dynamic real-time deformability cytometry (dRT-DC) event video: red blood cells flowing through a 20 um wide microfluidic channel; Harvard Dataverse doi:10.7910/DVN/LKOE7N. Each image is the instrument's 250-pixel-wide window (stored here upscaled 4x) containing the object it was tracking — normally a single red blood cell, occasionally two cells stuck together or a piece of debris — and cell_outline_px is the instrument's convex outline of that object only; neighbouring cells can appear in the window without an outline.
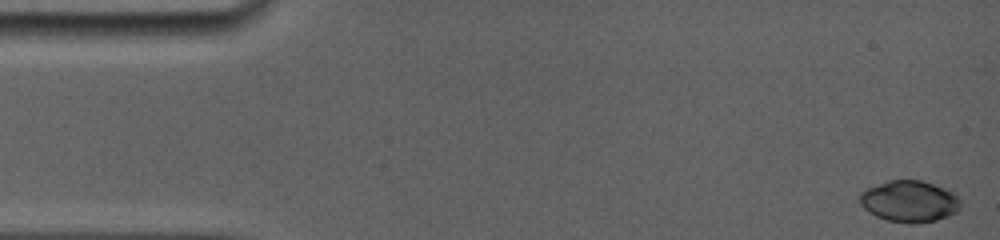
{"species": "common noctule bat (a hibernating species)", "species_latin": "Nyctalus noctula", "temperature_condition": "room temperature", "stored_images_in_passage": 33, "camera_frame_rate_fps": 5000, "um_per_image_px": 0.085, "animal": {"sex": "female", "body_mass_g": 19.0, "forearm_length_mm": 56.7}, "frame": {"image": 1, "passage_image": 1, "time_ms": 0.0, "image_size_px": [1000, 240], "cell_outline_px": [[960, 208], [956, 212], [948, 216], [936, 220], [916, 224], [908, 224], [888, 220], [876, 216], [868, 212], [860, 204], [860, 192], [868, 188], [888, 180], [920, 180], [944, 188], [960, 196]], "centroid_in_image_um": [77.31, 17.12], "position_along_channel_um": 7.7, "area_um2": 24.45}}
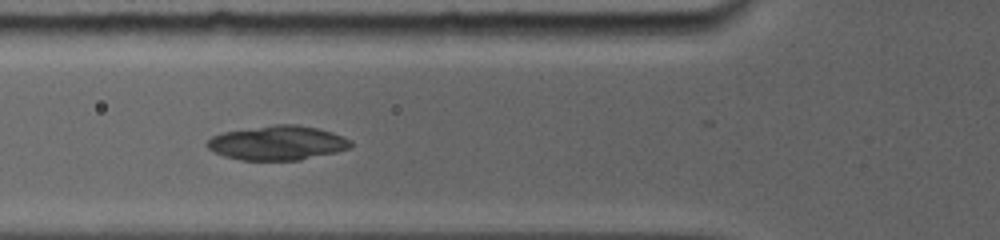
{"frame": {"image": 2, "passage_image": 22, "time_ms": 5.6, "image_size_px": [1000, 240], "cell_outline_px": [[352, 148], [336, 152], [300, 160], [240, 160], [224, 156], [212, 152], [204, 144], [212, 136], [224, 132], [272, 124], [296, 124], [320, 128], [332, 132], [352, 140]], "centroid_in_image_um": [23.59, 12.14], "position_along_channel_um": 102.2, "area_um2": 29.07}}
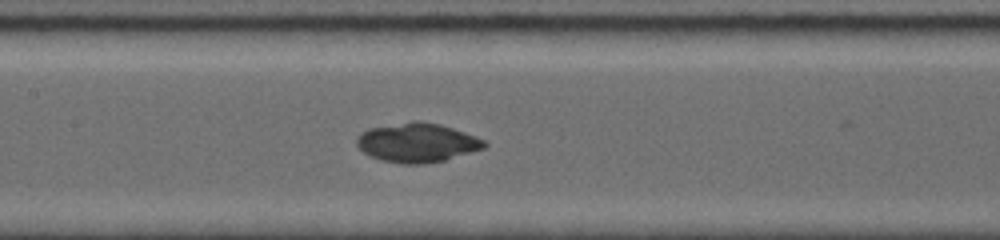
{"frame": {"image": 3, "passage_image": 31, "time_ms": 7.4, "image_size_px": [1000, 240], "cell_outline_px": [[488, 144], [484, 148], [444, 160], [424, 164], [400, 164], [380, 160], [364, 152], [356, 144], [356, 140], [368, 128], [412, 120], [420, 120], [440, 124], [476, 136], [484, 140]], "centroid_in_image_um": [35.46, 12.12], "position_along_channel_um": 171.9, "area_um2": 29.07}}